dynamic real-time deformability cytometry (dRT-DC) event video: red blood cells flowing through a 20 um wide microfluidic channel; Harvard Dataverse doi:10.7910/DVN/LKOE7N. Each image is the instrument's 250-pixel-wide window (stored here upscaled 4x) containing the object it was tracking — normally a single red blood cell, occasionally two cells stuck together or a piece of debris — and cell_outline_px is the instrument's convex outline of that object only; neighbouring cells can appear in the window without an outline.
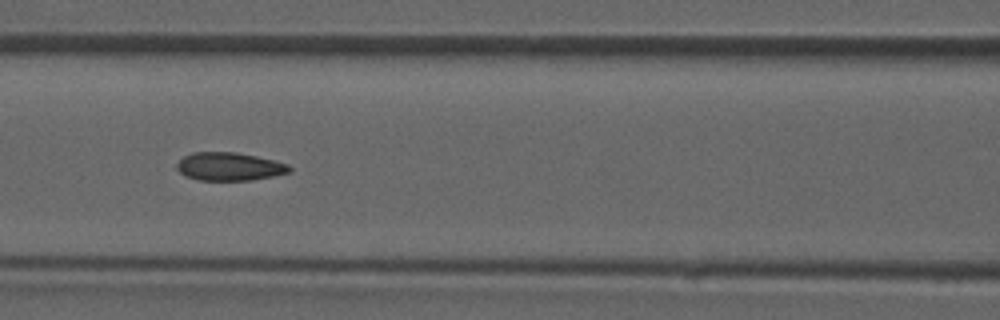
{"species": "common noctule bat (a hibernating species)", "species_latin": "Nyctalus noctula", "temperature_condition": "room temperature", "stored_images_in_passage": 36, "camera_frame_rate_fps": 3000, "um_per_image_px": 0.085, "animal": {"sex": "male", "forearm_length_mm": 52.5}, "frame": {"image": 1, "passage_image": 11, "time_ms": 3.333, "image_size_px": [1000, 320], "cell_outline_px": [[292, 172], [252, 180], [200, 180], [184, 176], [176, 168], [176, 164], [184, 156], [192, 152], [236, 152], [256, 156], [288, 164], [292, 168]], "centroid_in_image_um": [19.49, 14.15], "position_along_channel_um": 147.1, "area_um2": 18.5}}